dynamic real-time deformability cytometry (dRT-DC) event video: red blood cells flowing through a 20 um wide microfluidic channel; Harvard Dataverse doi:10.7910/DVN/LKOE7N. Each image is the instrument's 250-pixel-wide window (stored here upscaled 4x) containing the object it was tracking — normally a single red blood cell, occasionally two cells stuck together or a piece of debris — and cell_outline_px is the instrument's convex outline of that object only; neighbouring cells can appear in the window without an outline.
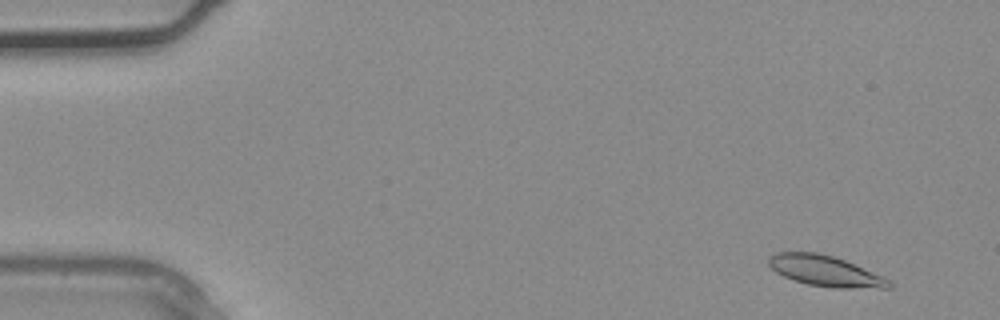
{"species": "common noctule bat (a hibernating species)", "species_latin": "Nyctalus noctula", "temperature_condition": "warm", "stored_images_in_passage": 3, "camera_frame_rate_fps": 3000, "um_per_image_px": 0.085, "animal": {"sex": "male", "body_mass_g": 20.4}, "frame": {"image": 1, "passage_image": 1, "time_ms": 0.0, "image_size_px": [1000, 320], "cell_outline_px": [[892, 288], [836, 288], [808, 284], [784, 276], [776, 272], [768, 264], [768, 260], [776, 252], [816, 252], [832, 256], [844, 260], [880, 276], [888, 280], [892, 284]], "centroid_in_image_um": [70.12, 23.03], "position_along_channel_um": 14.9, "area_um2": 20.98}}
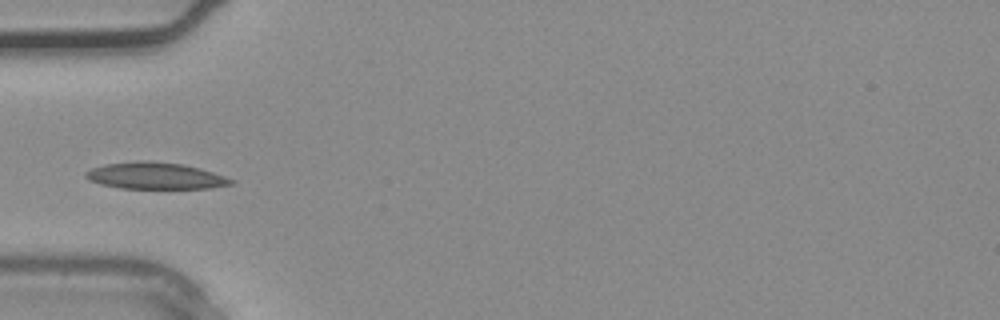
{"frame": {"image": 2, "passage_image": 3, "time_ms": 0.667, "image_size_px": [1000, 320], "cell_outline_px": [[236, 184], [208, 188], [120, 188], [100, 184], [88, 180], [84, 176], [84, 172], [92, 168], [104, 164], [136, 160], [148, 160], [184, 164], [200, 168], [236, 180]], "centroid_in_image_um": [13.19, 14.93], "position_along_channel_um": 71.8, "area_um2": 22.83}}